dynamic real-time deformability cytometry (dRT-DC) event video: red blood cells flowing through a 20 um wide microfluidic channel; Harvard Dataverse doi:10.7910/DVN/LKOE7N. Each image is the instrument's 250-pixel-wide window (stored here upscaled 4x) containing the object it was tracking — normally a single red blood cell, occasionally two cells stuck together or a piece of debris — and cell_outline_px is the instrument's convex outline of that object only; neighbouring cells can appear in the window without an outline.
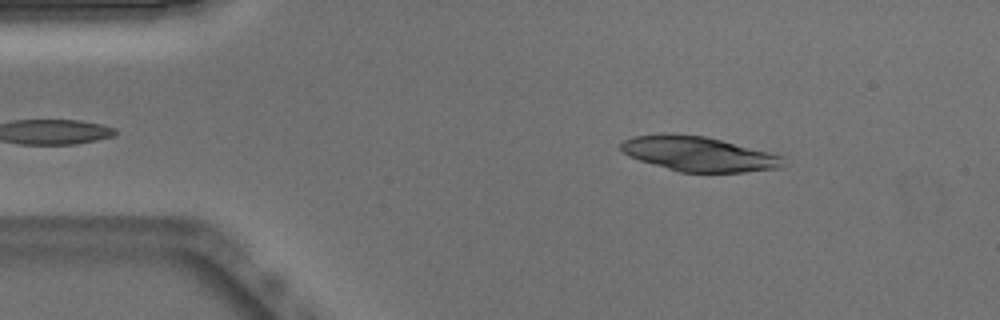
{"species": "Egyptian fruit bat (a non-hibernating species)", "species_latin": "Rousettus aegyptiacus", "temperature_condition": "warm", "stored_images_in_passage": 41, "segment_of_instrument_passage": [1, 2], "camera_frame_rate_fps": 3000, "um_per_image_px": 0.085, "animal": {"sex": "male"}, "frame": {"image": 1, "passage_image": 5, "time_ms": 1.333, "image_size_px": [1000, 320], "cell_outline_px": [[784, 156], [780, 168], [744, 172], [680, 172], [640, 160], [628, 156], [620, 148], [620, 144], [624, 140], [632, 136], [664, 132], [668, 132], [704, 136]], "centroid_in_image_um": [59.32, 13.06], "position_along_channel_um": 25.7, "area_um2": 32.77}}